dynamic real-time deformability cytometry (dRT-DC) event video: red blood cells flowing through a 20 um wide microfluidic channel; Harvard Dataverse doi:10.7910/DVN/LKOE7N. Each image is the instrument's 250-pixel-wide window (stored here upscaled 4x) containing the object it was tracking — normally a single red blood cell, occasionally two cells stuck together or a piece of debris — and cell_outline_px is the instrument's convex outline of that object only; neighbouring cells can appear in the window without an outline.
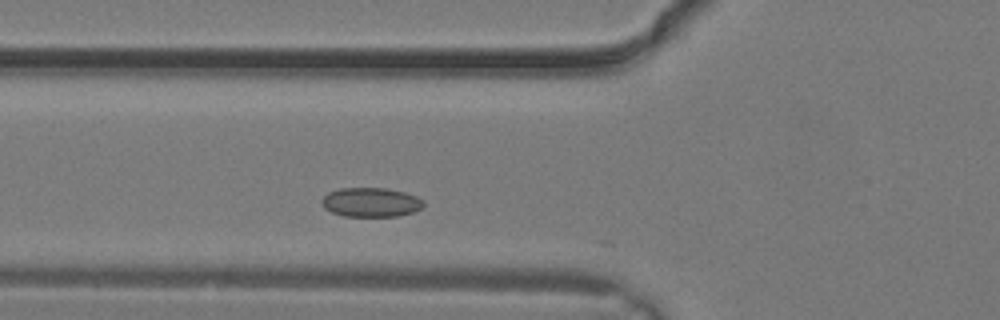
{"species": "common noctule bat (a hibernating species)", "species_latin": "Nyctalus noctula", "temperature_condition": "warm", "stored_images_in_passage": 7, "camera_frame_rate_fps": 3000, "um_per_image_px": 0.085, "animal": {"sex": "male", "body_mass_g": 19.2, "forearm_length_mm": 51.8}, "frame": {"image": 1, "passage_image": 5, "time_ms": 1.333, "image_size_px": [1000, 320], "cell_outline_px": [[424, 204], [420, 208], [412, 212], [400, 216], [344, 216], [332, 212], [324, 208], [320, 200], [328, 192], [340, 188], [384, 188], [404, 192], [416, 196], [424, 200]], "centroid_in_image_um": [31.51, 17.19], "position_along_channel_um": 94.3, "area_um2": 17.34}}